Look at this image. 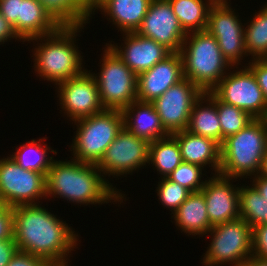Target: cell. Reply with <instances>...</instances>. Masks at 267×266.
<instances>
[{"mask_svg": "<svg viewBox=\"0 0 267 266\" xmlns=\"http://www.w3.org/2000/svg\"><path fill=\"white\" fill-rule=\"evenodd\" d=\"M17 251L14 239L0 240V266H7Z\"/></svg>", "mask_w": 267, "mask_h": 266, "instance_id": "f35d334b", "label": "cell"}, {"mask_svg": "<svg viewBox=\"0 0 267 266\" xmlns=\"http://www.w3.org/2000/svg\"><path fill=\"white\" fill-rule=\"evenodd\" d=\"M243 266H267V260L252 256L243 264Z\"/></svg>", "mask_w": 267, "mask_h": 266, "instance_id": "7bdbcfd3", "label": "cell"}, {"mask_svg": "<svg viewBox=\"0 0 267 266\" xmlns=\"http://www.w3.org/2000/svg\"><path fill=\"white\" fill-rule=\"evenodd\" d=\"M253 185L264 199H267V178L257 174L252 177Z\"/></svg>", "mask_w": 267, "mask_h": 266, "instance_id": "60d3db41", "label": "cell"}, {"mask_svg": "<svg viewBox=\"0 0 267 266\" xmlns=\"http://www.w3.org/2000/svg\"><path fill=\"white\" fill-rule=\"evenodd\" d=\"M156 191H158L157 196L162 205L169 208V210L171 209V214L179 208L191 193L188 189L169 180L167 177H161Z\"/></svg>", "mask_w": 267, "mask_h": 266, "instance_id": "d6a6232c", "label": "cell"}, {"mask_svg": "<svg viewBox=\"0 0 267 266\" xmlns=\"http://www.w3.org/2000/svg\"><path fill=\"white\" fill-rule=\"evenodd\" d=\"M61 109L72 121L100 113L103 107L96 79L85 71L57 85Z\"/></svg>", "mask_w": 267, "mask_h": 266, "instance_id": "5bb4252c", "label": "cell"}, {"mask_svg": "<svg viewBox=\"0 0 267 266\" xmlns=\"http://www.w3.org/2000/svg\"><path fill=\"white\" fill-rule=\"evenodd\" d=\"M89 18L94 13V0H72Z\"/></svg>", "mask_w": 267, "mask_h": 266, "instance_id": "b9f144b4", "label": "cell"}, {"mask_svg": "<svg viewBox=\"0 0 267 266\" xmlns=\"http://www.w3.org/2000/svg\"><path fill=\"white\" fill-rule=\"evenodd\" d=\"M39 139L38 142L34 139L27 141L26 144H22L20 148L12 155H9L19 166L25 170H33L42 174H47V171L51 167L53 157H49L47 151L57 154L56 150H52L51 147L43 144ZM44 147V148H43Z\"/></svg>", "mask_w": 267, "mask_h": 266, "instance_id": "4316f807", "label": "cell"}, {"mask_svg": "<svg viewBox=\"0 0 267 266\" xmlns=\"http://www.w3.org/2000/svg\"><path fill=\"white\" fill-rule=\"evenodd\" d=\"M211 235L203 262L205 266H219L229 263L243 264L253 256L252 227L242 218L212 226Z\"/></svg>", "mask_w": 267, "mask_h": 266, "instance_id": "52a82bcc", "label": "cell"}, {"mask_svg": "<svg viewBox=\"0 0 267 266\" xmlns=\"http://www.w3.org/2000/svg\"><path fill=\"white\" fill-rule=\"evenodd\" d=\"M202 94L204 92L197 85L184 78L152 102L169 134L187 129L191 110Z\"/></svg>", "mask_w": 267, "mask_h": 266, "instance_id": "7c38bea8", "label": "cell"}, {"mask_svg": "<svg viewBox=\"0 0 267 266\" xmlns=\"http://www.w3.org/2000/svg\"><path fill=\"white\" fill-rule=\"evenodd\" d=\"M136 33L155 40L171 53L180 52L187 35L168 0H152Z\"/></svg>", "mask_w": 267, "mask_h": 266, "instance_id": "9a60e30c", "label": "cell"}, {"mask_svg": "<svg viewBox=\"0 0 267 266\" xmlns=\"http://www.w3.org/2000/svg\"><path fill=\"white\" fill-rule=\"evenodd\" d=\"M250 61L248 63V67L254 73L258 81V85L262 89L267 102V58L252 59Z\"/></svg>", "mask_w": 267, "mask_h": 266, "instance_id": "8d00e7d4", "label": "cell"}, {"mask_svg": "<svg viewBox=\"0 0 267 266\" xmlns=\"http://www.w3.org/2000/svg\"><path fill=\"white\" fill-rule=\"evenodd\" d=\"M125 38L123 47L109 44L122 61L138 76L163 61L171 52L151 38L136 32L122 33ZM125 34V35H124Z\"/></svg>", "mask_w": 267, "mask_h": 266, "instance_id": "ac0fdd59", "label": "cell"}, {"mask_svg": "<svg viewBox=\"0 0 267 266\" xmlns=\"http://www.w3.org/2000/svg\"><path fill=\"white\" fill-rule=\"evenodd\" d=\"M202 169L204 168L200 165L182 161L167 178L185 187L190 192H198L206 183V180H201Z\"/></svg>", "mask_w": 267, "mask_h": 266, "instance_id": "1f68e13d", "label": "cell"}, {"mask_svg": "<svg viewBox=\"0 0 267 266\" xmlns=\"http://www.w3.org/2000/svg\"><path fill=\"white\" fill-rule=\"evenodd\" d=\"M175 225L189 235H206L212 225L208 219L207 206L201 191L191 192L173 213Z\"/></svg>", "mask_w": 267, "mask_h": 266, "instance_id": "7402d4cb", "label": "cell"}, {"mask_svg": "<svg viewBox=\"0 0 267 266\" xmlns=\"http://www.w3.org/2000/svg\"><path fill=\"white\" fill-rule=\"evenodd\" d=\"M103 49L101 72L92 75L103 107L122 111L137 101V75L108 44Z\"/></svg>", "mask_w": 267, "mask_h": 266, "instance_id": "ba28073f", "label": "cell"}, {"mask_svg": "<svg viewBox=\"0 0 267 266\" xmlns=\"http://www.w3.org/2000/svg\"><path fill=\"white\" fill-rule=\"evenodd\" d=\"M184 79L180 53H171L163 61L137 76V101L152 103L168 88Z\"/></svg>", "mask_w": 267, "mask_h": 266, "instance_id": "e0dca14e", "label": "cell"}, {"mask_svg": "<svg viewBox=\"0 0 267 266\" xmlns=\"http://www.w3.org/2000/svg\"><path fill=\"white\" fill-rule=\"evenodd\" d=\"M122 114L124 127L149 143L170 135L150 102L135 101L124 108Z\"/></svg>", "mask_w": 267, "mask_h": 266, "instance_id": "ffe728a7", "label": "cell"}, {"mask_svg": "<svg viewBox=\"0 0 267 266\" xmlns=\"http://www.w3.org/2000/svg\"><path fill=\"white\" fill-rule=\"evenodd\" d=\"M181 162L180 146L171 134L150 142L148 164H153L162 178L171 174Z\"/></svg>", "mask_w": 267, "mask_h": 266, "instance_id": "484cf974", "label": "cell"}, {"mask_svg": "<svg viewBox=\"0 0 267 266\" xmlns=\"http://www.w3.org/2000/svg\"><path fill=\"white\" fill-rule=\"evenodd\" d=\"M149 144L123 127L106 149L97 167L101 173L108 176L131 174L148 164Z\"/></svg>", "mask_w": 267, "mask_h": 266, "instance_id": "4fadbf2b", "label": "cell"}, {"mask_svg": "<svg viewBox=\"0 0 267 266\" xmlns=\"http://www.w3.org/2000/svg\"><path fill=\"white\" fill-rule=\"evenodd\" d=\"M103 177L96 164L53 160L46 174V197L60 196L78 205L123 203L125 194Z\"/></svg>", "mask_w": 267, "mask_h": 266, "instance_id": "7a4b0ae2", "label": "cell"}, {"mask_svg": "<svg viewBox=\"0 0 267 266\" xmlns=\"http://www.w3.org/2000/svg\"><path fill=\"white\" fill-rule=\"evenodd\" d=\"M14 239L13 207L4 206L0 210V240Z\"/></svg>", "mask_w": 267, "mask_h": 266, "instance_id": "d590c367", "label": "cell"}, {"mask_svg": "<svg viewBox=\"0 0 267 266\" xmlns=\"http://www.w3.org/2000/svg\"><path fill=\"white\" fill-rule=\"evenodd\" d=\"M7 266H50L44 259L17 251Z\"/></svg>", "mask_w": 267, "mask_h": 266, "instance_id": "74e56055", "label": "cell"}, {"mask_svg": "<svg viewBox=\"0 0 267 266\" xmlns=\"http://www.w3.org/2000/svg\"><path fill=\"white\" fill-rule=\"evenodd\" d=\"M152 0H108L100 8L121 33L136 32Z\"/></svg>", "mask_w": 267, "mask_h": 266, "instance_id": "603a6c76", "label": "cell"}, {"mask_svg": "<svg viewBox=\"0 0 267 266\" xmlns=\"http://www.w3.org/2000/svg\"><path fill=\"white\" fill-rule=\"evenodd\" d=\"M239 211L240 218L245 220L252 229L267 223V199H264L253 185L240 186Z\"/></svg>", "mask_w": 267, "mask_h": 266, "instance_id": "83f0119b", "label": "cell"}, {"mask_svg": "<svg viewBox=\"0 0 267 266\" xmlns=\"http://www.w3.org/2000/svg\"><path fill=\"white\" fill-rule=\"evenodd\" d=\"M230 178L221 174H214L206 180L201 189L207 206V214L212 226L240 218L239 190L232 185Z\"/></svg>", "mask_w": 267, "mask_h": 266, "instance_id": "2e32d148", "label": "cell"}, {"mask_svg": "<svg viewBox=\"0 0 267 266\" xmlns=\"http://www.w3.org/2000/svg\"><path fill=\"white\" fill-rule=\"evenodd\" d=\"M84 27L61 26L55 33L28 40L42 42H38L33 51L36 74L55 85L82 74L85 71L83 57L74 42Z\"/></svg>", "mask_w": 267, "mask_h": 266, "instance_id": "3957f363", "label": "cell"}, {"mask_svg": "<svg viewBox=\"0 0 267 266\" xmlns=\"http://www.w3.org/2000/svg\"><path fill=\"white\" fill-rule=\"evenodd\" d=\"M228 3L227 0H220L212 5L206 30L217 40L223 56L235 67L241 65L240 60L248 53L244 39L245 27Z\"/></svg>", "mask_w": 267, "mask_h": 266, "instance_id": "8fae6325", "label": "cell"}, {"mask_svg": "<svg viewBox=\"0 0 267 266\" xmlns=\"http://www.w3.org/2000/svg\"><path fill=\"white\" fill-rule=\"evenodd\" d=\"M5 205L3 204L1 198H0V210L4 207Z\"/></svg>", "mask_w": 267, "mask_h": 266, "instance_id": "bcb514c9", "label": "cell"}, {"mask_svg": "<svg viewBox=\"0 0 267 266\" xmlns=\"http://www.w3.org/2000/svg\"><path fill=\"white\" fill-rule=\"evenodd\" d=\"M178 142L183 162L213 167L215 174H219L221 166L220 145L204 136H199L188 130L178 131L171 134ZM205 166V167H204Z\"/></svg>", "mask_w": 267, "mask_h": 266, "instance_id": "d6986e66", "label": "cell"}, {"mask_svg": "<svg viewBox=\"0 0 267 266\" xmlns=\"http://www.w3.org/2000/svg\"><path fill=\"white\" fill-rule=\"evenodd\" d=\"M189 39V40H188ZM180 55L184 78L204 93L211 91L233 67L223 56L217 40L207 30L187 33Z\"/></svg>", "mask_w": 267, "mask_h": 266, "instance_id": "5b68a950", "label": "cell"}, {"mask_svg": "<svg viewBox=\"0 0 267 266\" xmlns=\"http://www.w3.org/2000/svg\"><path fill=\"white\" fill-rule=\"evenodd\" d=\"M38 1L60 26H85L89 20L87 15L72 0Z\"/></svg>", "mask_w": 267, "mask_h": 266, "instance_id": "f546056e", "label": "cell"}, {"mask_svg": "<svg viewBox=\"0 0 267 266\" xmlns=\"http://www.w3.org/2000/svg\"><path fill=\"white\" fill-rule=\"evenodd\" d=\"M253 256L267 260V223L252 229Z\"/></svg>", "mask_w": 267, "mask_h": 266, "instance_id": "836d02e7", "label": "cell"}, {"mask_svg": "<svg viewBox=\"0 0 267 266\" xmlns=\"http://www.w3.org/2000/svg\"><path fill=\"white\" fill-rule=\"evenodd\" d=\"M175 16L186 33L206 30L214 0H168Z\"/></svg>", "mask_w": 267, "mask_h": 266, "instance_id": "d4e9b609", "label": "cell"}, {"mask_svg": "<svg viewBox=\"0 0 267 266\" xmlns=\"http://www.w3.org/2000/svg\"><path fill=\"white\" fill-rule=\"evenodd\" d=\"M216 108L221 125V145L228 136L236 134L254 120L247 112L226 104L216 97Z\"/></svg>", "mask_w": 267, "mask_h": 266, "instance_id": "4dcf8cb0", "label": "cell"}, {"mask_svg": "<svg viewBox=\"0 0 267 266\" xmlns=\"http://www.w3.org/2000/svg\"><path fill=\"white\" fill-rule=\"evenodd\" d=\"M203 103L207 105L204 106ZM186 130L210 138L221 146V125L217 114L216 96L211 91L202 94L195 102Z\"/></svg>", "mask_w": 267, "mask_h": 266, "instance_id": "cb8c5ba5", "label": "cell"}, {"mask_svg": "<svg viewBox=\"0 0 267 266\" xmlns=\"http://www.w3.org/2000/svg\"><path fill=\"white\" fill-rule=\"evenodd\" d=\"M108 0H94V12L95 10H99V8Z\"/></svg>", "mask_w": 267, "mask_h": 266, "instance_id": "f6af8a7d", "label": "cell"}, {"mask_svg": "<svg viewBox=\"0 0 267 266\" xmlns=\"http://www.w3.org/2000/svg\"><path fill=\"white\" fill-rule=\"evenodd\" d=\"M244 29L245 47L252 59L267 58V4L250 18Z\"/></svg>", "mask_w": 267, "mask_h": 266, "instance_id": "f1b7e54d", "label": "cell"}, {"mask_svg": "<svg viewBox=\"0 0 267 266\" xmlns=\"http://www.w3.org/2000/svg\"><path fill=\"white\" fill-rule=\"evenodd\" d=\"M76 135L71 144L72 159L89 164H98L106 149L124 127L121 110L104 109L93 116L74 121Z\"/></svg>", "mask_w": 267, "mask_h": 266, "instance_id": "8992f818", "label": "cell"}, {"mask_svg": "<svg viewBox=\"0 0 267 266\" xmlns=\"http://www.w3.org/2000/svg\"><path fill=\"white\" fill-rule=\"evenodd\" d=\"M20 39L16 34L13 26L0 13V44L11 39Z\"/></svg>", "mask_w": 267, "mask_h": 266, "instance_id": "ab89813d", "label": "cell"}, {"mask_svg": "<svg viewBox=\"0 0 267 266\" xmlns=\"http://www.w3.org/2000/svg\"><path fill=\"white\" fill-rule=\"evenodd\" d=\"M259 174L267 178V149L263 157V163Z\"/></svg>", "mask_w": 267, "mask_h": 266, "instance_id": "ee69618b", "label": "cell"}, {"mask_svg": "<svg viewBox=\"0 0 267 266\" xmlns=\"http://www.w3.org/2000/svg\"><path fill=\"white\" fill-rule=\"evenodd\" d=\"M14 241L18 251L44 259L50 266H68L78 235L67 223L38 204L13 207Z\"/></svg>", "mask_w": 267, "mask_h": 266, "instance_id": "6da1fadb", "label": "cell"}, {"mask_svg": "<svg viewBox=\"0 0 267 266\" xmlns=\"http://www.w3.org/2000/svg\"><path fill=\"white\" fill-rule=\"evenodd\" d=\"M42 197H46V174L25 170L10 156L0 159V198L5 206L37 204Z\"/></svg>", "mask_w": 267, "mask_h": 266, "instance_id": "30bf717a", "label": "cell"}, {"mask_svg": "<svg viewBox=\"0 0 267 266\" xmlns=\"http://www.w3.org/2000/svg\"><path fill=\"white\" fill-rule=\"evenodd\" d=\"M22 0H0V13L13 26L18 35V17Z\"/></svg>", "mask_w": 267, "mask_h": 266, "instance_id": "e575fe53", "label": "cell"}, {"mask_svg": "<svg viewBox=\"0 0 267 266\" xmlns=\"http://www.w3.org/2000/svg\"><path fill=\"white\" fill-rule=\"evenodd\" d=\"M61 26L38 0H22L18 17V37L22 42L55 33Z\"/></svg>", "mask_w": 267, "mask_h": 266, "instance_id": "44dd1931", "label": "cell"}, {"mask_svg": "<svg viewBox=\"0 0 267 266\" xmlns=\"http://www.w3.org/2000/svg\"><path fill=\"white\" fill-rule=\"evenodd\" d=\"M220 149L219 174L237 179L259 174L267 149V119H254L224 139Z\"/></svg>", "mask_w": 267, "mask_h": 266, "instance_id": "277c9868", "label": "cell"}, {"mask_svg": "<svg viewBox=\"0 0 267 266\" xmlns=\"http://www.w3.org/2000/svg\"><path fill=\"white\" fill-rule=\"evenodd\" d=\"M227 73L211 92L222 102L236 106L254 119H267V102L248 66Z\"/></svg>", "mask_w": 267, "mask_h": 266, "instance_id": "9c48e42d", "label": "cell"}]
</instances>
